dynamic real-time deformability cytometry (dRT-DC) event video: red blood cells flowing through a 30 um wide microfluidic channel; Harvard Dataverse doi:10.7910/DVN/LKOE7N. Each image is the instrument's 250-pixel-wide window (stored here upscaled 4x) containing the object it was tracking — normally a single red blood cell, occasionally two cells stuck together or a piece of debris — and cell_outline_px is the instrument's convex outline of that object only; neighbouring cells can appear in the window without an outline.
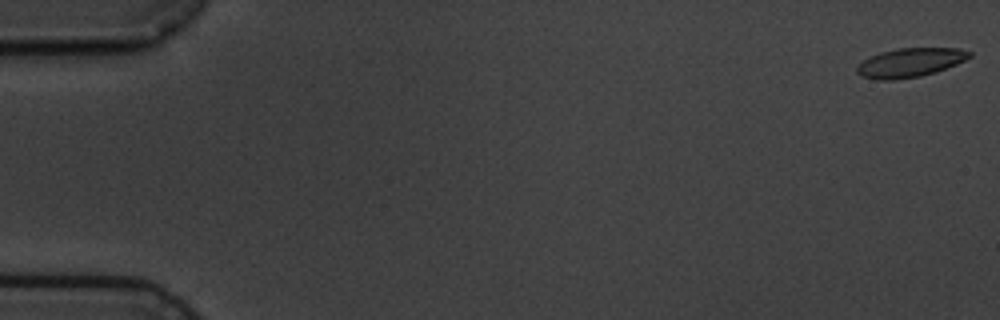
{"species": "common noctule bat (a hibernating species)", "species_latin": "Nyctalus noctula", "temperature_condition": "cold", "stored_images_in_passage": 5, "camera_frame_rate_fps": 3000, "um_per_image_px": 0.085, "animal": {"sex": "male", "body_mass_g": 19.5, "forearm_length_mm": 54.6}, "frame": {"image": 1, "passage_image": 1, "time_ms": 0.0, "image_size_px": [1000, 320], "cell_outline_px": [[972, 56], [956, 64], [936, 72], [920, 76], [896, 80], [876, 80], [860, 76], [856, 72], [856, 68], [864, 60], [880, 52], [900, 48], [960, 48], [972, 52]], "centroid_in_image_um": [77.36, 5.33], "position_along_channel_um": 7.6, "area_um2": 19.02}}
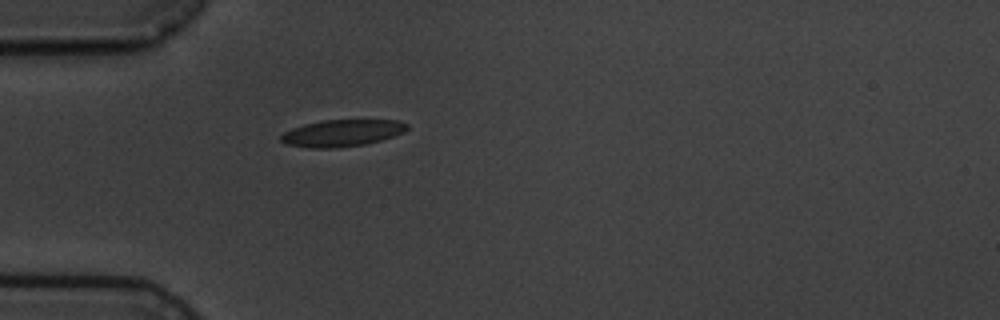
{"frame": {"image": 2, "passage_image": 5, "time_ms": 5.333, "image_size_px": [1000, 320], "cell_outline_px": [[408, 128], [404, 132], [380, 140], [364, 144], [336, 148], [308, 148], [284, 144], [280, 140], [280, 136], [284, 132], [292, 128], [304, 124], [324, 120], [400, 120], [408, 124]], "centroid_in_image_um": [29.04, 11.31], "position_along_channel_um": 56.0, "area_um2": 19.77}}